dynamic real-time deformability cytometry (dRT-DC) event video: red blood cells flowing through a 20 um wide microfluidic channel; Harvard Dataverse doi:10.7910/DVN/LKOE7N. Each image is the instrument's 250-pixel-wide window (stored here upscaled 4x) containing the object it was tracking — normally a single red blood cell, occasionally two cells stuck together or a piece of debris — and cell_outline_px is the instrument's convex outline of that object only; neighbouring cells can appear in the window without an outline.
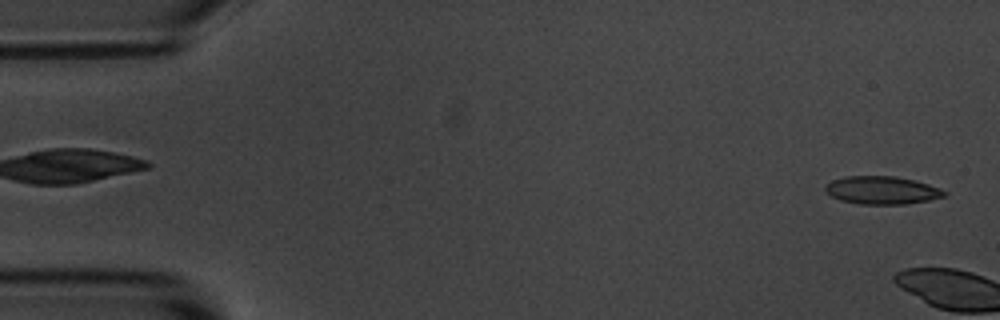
{"species": "common noctule bat (a hibernating species)", "species_latin": "Nyctalus noctula", "temperature_condition": "room temperature", "stored_images_in_passage": 4, "segment_of_instrument_passage": [2, 2], "camera_frame_rate_fps": 3000, "um_per_image_px": 0.085, "animal": {"sex": "male", "body_mass_g": 20.1, "forearm_length_mm": 53.5}, "frame": {"image": 1, "passage_image": 4, "time_ms": 3.667, "image_size_px": [1000, 320], "cell_outline_px": [[948, 192], [944, 196], [928, 200], [904, 204], [860, 204], [840, 200], [832, 196], [824, 188], [824, 184], [832, 180], [848, 176], [896, 176], [928, 184], [940, 188]], "centroid_in_image_um": [74.95, 16.16], "position_along_channel_um": 10.1, "area_um2": 19.25}}